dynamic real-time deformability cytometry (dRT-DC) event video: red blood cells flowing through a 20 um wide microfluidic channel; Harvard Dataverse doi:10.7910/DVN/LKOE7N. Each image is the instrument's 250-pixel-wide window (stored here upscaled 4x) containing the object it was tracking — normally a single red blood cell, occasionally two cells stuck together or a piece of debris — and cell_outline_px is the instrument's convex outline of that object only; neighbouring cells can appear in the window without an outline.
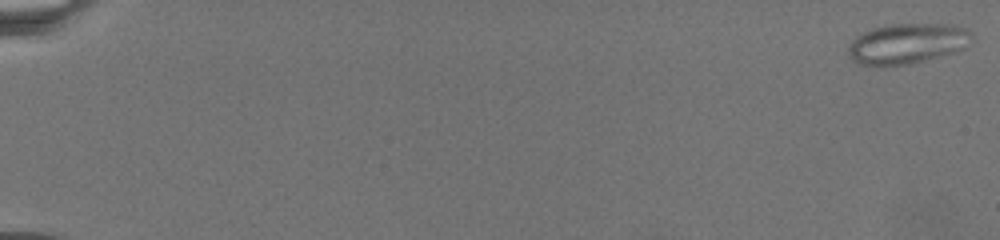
{"species": "common noctule bat (a hibernating species)", "species_latin": "Nyctalus noctula", "temperature_condition": "warm", "stored_images_in_passage": 101, "camera_frame_rate_fps": 3000, "um_per_image_px": 0.085, "animal": {"sex": "female", "body_mass_g": 19.5, "forearm_length_mm": 54.1}, "frame": {"image": 1, "passage_image": 1, "time_ms": 0.0, "image_size_px": [1000, 240], "cell_outline_px": [[972, 36], [964, 48], [952, 52], [924, 60], [908, 64], [860, 64], [852, 60], [848, 56], [848, 48], [852, 40], [856, 36], [872, 28], [888, 24], [952, 24], [968, 28], [972, 32]], "centroid_in_image_um": [77.11, 3.67], "position_along_channel_um": 7.9, "area_um2": 28.67}}
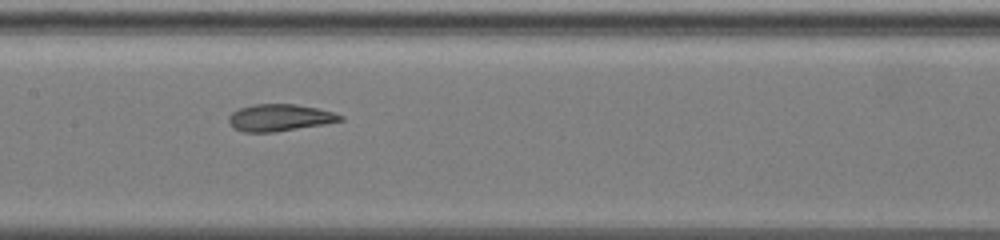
{"frame": {"image": 2, "passage_image": 54, "time_ms": 13.333, "image_size_px": [1000, 240], "cell_outline_px": [[344, 120], [324, 124], [276, 132], [244, 132], [236, 128], [228, 120], [228, 116], [232, 112], [240, 108], [252, 104], [296, 104], [316, 108], [332, 112], [344, 116]], "centroid_in_image_um": [23.78, 10.0], "position_along_channel_um": 183.6, "area_um2": 17.4}}
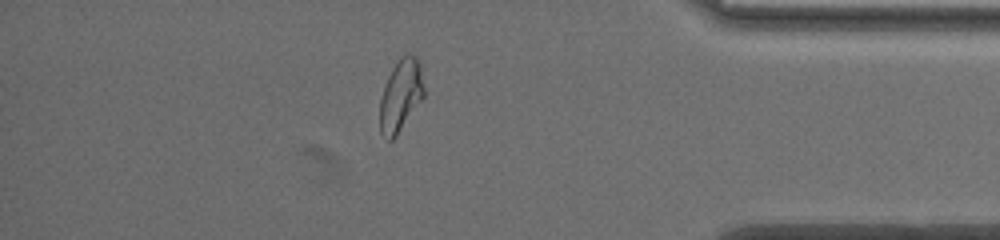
{"frame": {"image": 3, "passage_image": 84, "time_ms": 21.667, "image_size_px": [1000, 240], "cell_outline_px": [[424, 96], [396, 136], [392, 140], [388, 140], [380, 132], [380, 100], [388, 76], [392, 68], [400, 56], [404, 52], [412, 52], [416, 56], [420, 64], [424, 88]], "centroid_in_image_um": [34.07, 8.05], "position_along_channel_um": 401.1, "area_um2": 18.55}}